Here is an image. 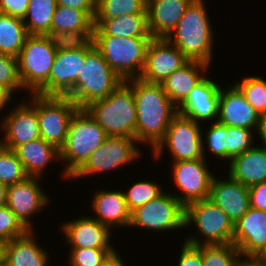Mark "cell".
<instances>
[{
  "label": "cell",
  "instance_id": "6da1fadb",
  "mask_svg": "<svg viewBox=\"0 0 266 266\" xmlns=\"http://www.w3.org/2000/svg\"><path fill=\"white\" fill-rule=\"evenodd\" d=\"M136 105V140L153 151L165 137L177 106L164 92L162 84L133 78Z\"/></svg>",
  "mask_w": 266,
  "mask_h": 266
},
{
  "label": "cell",
  "instance_id": "7a4b0ae2",
  "mask_svg": "<svg viewBox=\"0 0 266 266\" xmlns=\"http://www.w3.org/2000/svg\"><path fill=\"white\" fill-rule=\"evenodd\" d=\"M204 0H193L166 39L176 46L188 61L210 66L214 31Z\"/></svg>",
  "mask_w": 266,
  "mask_h": 266
},
{
  "label": "cell",
  "instance_id": "3957f363",
  "mask_svg": "<svg viewBox=\"0 0 266 266\" xmlns=\"http://www.w3.org/2000/svg\"><path fill=\"white\" fill-rule=\"evenodd\" d=\"M107 136L136 139V105L133 79L121 83L106 98L84 108Z\"/></svg>",
  "mask_w": 266,
  "mask_h": 266
},
{
  "label": "cell",
  "instance_id": "277c9868",
  "mask_svg": "<svg viewBox=\"0 0 266 266\" xmlns=\"http://www.w3.org/2000/svg\"><path fill=\"white\" fill-rule=\"evenodd\" d=\"M103 128L85 109H78L72 117L66 140L59 150V158L66 163L63 178L71 177L85 164L90 155L107 139Z\"/></svg>",
  "mask_w": 266,
  "mask_h": 266
},
{
  "label": "cell",
  "instance_id": "5b68a950",
  "mask_svg": "<svg viewBox=\"0 0 266 266\" xmlns=\"http://www.w3.org/2000/svg\"><path fill=\"white\" fill-rule=\"evenodd\" d=\"M124 81L109 66L94 43L85 48L82 65L73 90L67 95L80 109L106 98Z\"/></svg>",
  "mask_w": 266,
  "mask_h": 266
},
{
  "label": "cell",
  "instance_id": "8992f818",
  "mask_svg": "<svg viewBox=\"0 0 266 266\" xmlns=\"http://www.w3.org/2000/svg\"><path fill=\"white\" fill-rule=\"evenodd\" d=\"M47 35H29L17 57L24 90L49 96V75L56 56Z\"/></svg>",
  "mask_w": 266,
  "mask_h": 266
},
{
  "label": "cell",
  "instance_id": "52a82bcc",
  "mask_svg": "<svg viewBox=\"0 0 266 266\" xmlns=\"http://www.w3.org/2000/svg\"><path fill=\"white\" fill-rule=\"evenodd\" d=\"M153 37L93 36L94 46L123 80L139 78Z\"/></svg>",
  "mask_w": 266,
  "mask_h": 266
},
{
  "label": "cell",
  "instance_id": "ba28073f",
  "mask_svg": "<svg viewBox=\"0 0 266 266\" xmlns=\"http://www.w3.org/2000/svg\"><path fill=\"white\" fill-rule=\"evenodd\" d=\"M195 225L199 236L184 239L191 245H215L232 243L234 224L228 215L210 199H202L185 207V227ZM205 238V240H204Z\"/></svg>",
  "mask_w": 266,
  "mask_h": 266
},
{
  "label": "cell",
  "instance_id": "9c48e42d",
  "mask_svg": "<svg viewBox=\"0 0 266 266\" xmlns=\"http://www.w3.org/2000/svg\"><path fill=\"white\" fill-rule=\"evenodd\" d=\"M202 128L191 118L177 113L166 131L163 140L152 151L157 160L163 149H168L173 162L204 159L202 153Z\"/></svg>",
  "mask_w": 266,
  "mask_h": 266
},
{
  "label": "cell",
  "instance_id": "30bf717a",
  "mask_svg": "<svg viewBox=\"0 0 266 266\" xmlns=\"http://www.w3.org/2000/svg\"><path fill=\"white\" fill-rule=\"evenodd\" d=\"M78 109L67 96L36 93V114L41 138L60 150L65 143L70 121Z\"/></svg>",
  "mask_w": 266,
  "mask_h": 266
},
{
  "label": "cell",
  "instance_id": "8fae6325",
  "mask_svg": "<svg viewBox=\"0 0 266 266\" xmlns=\"http://www.w3.org/2000/svg\"><path fill=\"white\" fill-rule=\"evenodd\" d=\"M130 227L146 228L154 232L185 228V207L171 193L164 191L131 212Z\"/></svg>",
  "mask_w": 266,
  "mask_h": 266
},
{
  "label": "cell",
  "instance_id": "7c38bea8",
  "mask_svg": "<svg viewBox=\"0 0 266 266\" xmlns=\"http://www.w3.org/2000/svg\"><path fill=\"white\" fill-rule=\"evenodd\" d=\"M137 144L139 142L135 138L108 136L71 178L78 179L84 178V176L108 173L112 170L121 169L125 164L129 165L132 161L141 158L142 153Z\"/></svg>",
  "mask_w": 266,
  "mask_h": 266
},
{
  "label": "cell",
  "instance_id": "4fadbf2b",
  "mask_svg": "<svg viewBox=\"0 0 266 266\" xmlns=\"http://www.w3.org/2000/svg\"><path fill=\"white\" fill-rule=\"evenodd\" d=\"M31 98L26 103L17 104L3 117L0 129L3 131L0 146L14 150L17 146L41 138L40 127L36 114V93L30 94Z\"/></svg>",
  "mask_w": 266,
  "mask_h": 266
},
{
  "label": "cell",
  "instance_id": "5bb4252c",
  "mask_svg": "<svg viewBox=\"0 0 266 266\" xmlns=\"http://www.w3.org/2000/svg\"><path fill=\"white\" fill-rule=\"evenodd\" d=\"M207 160L198 159L191 161L173 162L172 176L176 187L181 193H173L172 195L184 207L188 204L207 199L210 193V185L214 177V173L207 168ZM182 194V195H181Z\"/></svg>",
  "mask_w": 266,
  "mask_h": 266
},
{
  "label": "cell",
  "instance_id": "9a60e30c",
  "mask_svg": "<svg viewBox=\"0 0 266 266\" xmlns=\"http://www.w3.org/2000/svg\"><path fill=\"white\" fill-rule=\"evenodd\" d=\"M39 180V177H27L21 182L7 186L6 206L28 230H33L31 216L40 212L50 202Z\"/></svg>",
  "mask_w": 266,
  "mask_h": 266
},
{
  "label": "cell",
  "instance_id": "2e32d148",
  "mask_svg": "<svg viewBox=\"0 0 266 266\" xmlns=\"http://www.w3.org/2000/svg\"><path fill=\"white\" fill-rule=\"evenodd\" d=\"M187 62L183 53L166 38H153L148 45L145 66L139 78L148 83L162 84Z\"/></svg>",
  "mask_w": 266,
  "mask_h": 266
},
{
  "label": "cell",
  "instance_id": "e0dca14e",
  "mask_svg": "<svg viewBox=\"0 0 266 266\" xmlns=\"http://www.w3.org/2000/svg\"><path fill=\"white\" fill-rule=\"evenodd\" d=\"M232 243L242 258H256L266 247V211L250 207L235 223Z\"/></svg>",
  "mask_w": 266,
  "mask_h": 266
},
{
  "label": "cell",
  "instance_id": "ac0fdd59",
  "mask_svg": "<svg viewBox=\"0 0 266 266\" xmlns=\"http://www.w3.org/2000/svg\"><path fill=\"white\" fill-rule=\"evenodd\" d=\"M61 231L71 248L115 249L111 240V229L92 216H82L61 223Z\"/></svg>",
  "mask_w": 266,
  "mask_h": 266
},
{
  "label": "cell",
  "instance_id": "d6986e66",
  "mask_svg": "<svg viewBox=\"0 0 266 266\" xmlns=\"http://www.w3.org/2000/svg\"><path fill=\"white\" fill-rule=\"evenodd\" d=\"M221 86L206 76L194 87L177 107L178 113L196 123L218 119Z\"/></svg>",
  "mask_w": 266,
  "mask_h": 266
},
{
  "label": "cell",
  "instance_id": "ffe728a7",
  "mask_svg": "<svg viewBox=\"0 0 266 266\" xmlns=\"http://www.w3.org/2000/svg\"><path fill=\"white\" fill-rule=\"evenodd\" d=\"M259 114L235 85L220 89L217 122L226 126L257 129ZM255 128V129H254Z\"/></svg>",
  "mask_w": 266,
  "mask_h": 266
},
{
  "label": "cell",
  "instance_id": "44dd1931",
  "mask_svg": "<svg viewBox=\"0 0 266 266\" xmlns=\"http://www.w3.org/2000/svg\"><path fill=\"white\" fill-rule=\"evenodd\" d=\"M227 177V180L213 177L208 199L221 208L235 225L250 208L249 188Z\"/></svg>",
  "mask_w": 266,
  "mask_h": 266
},
{
  "label": "cell",
  "instance_id": "7402d4cb",
  "mask_svg": "<svg viewBox=\"0 0 266 266\" xmlns=\"http://www.w3.org/2000/svg\"><path fill=\"white\" fill-rule=\"evenodd\" d=\"M85 61V48L57 51L49 75V96H67L76 85Z\"/></svg>",
  "mask_w": 266,
  "mask_h": 266
},
{
  "label": "cell",
  "instance_id": "603a6c76",
  "mask_svg": "<svg viewBox=\"0 0 266 266\" xmlns=\"http://www.w3.org/2000/svg\"><path fill=\"white\" fill-rule=\"evenodd\" d=\"M193 0H147L149 33L153 38H166L178 24Z\"/></svg>",
  "mask_w": 266,
  "mask_h": 266
},
{
  "label": "cell",
  "instance_id": "cb8c5ba5",
  "mask_svg": "<svg viewBox=\"0 0 266 266\" xmlns=\"http://www.w3.org/2000/svg\"><path fill=\"white\" fill-rule=\"evenodd\" d=\"M92 209L96 214L93 216L101 224L113 227H129L131 212L128 210L123 191L100 190L93 195Z\"/></svg>",
  "mask_w": 266,
  "mask_h": 266
},
{
  "label": "cell",
  "instance_id": "d4e9b609",
  "mask_svg": "<svg viewBox=\"0 0 266 266\" xmlns=\"http://www.w3.org/2000/svg\"><path fill=\"white\" fill-rule=\"evenodd\" d=\"M228 167V176L244 186L266 182V147L256 145L233 157Z\"/></svg>",
  "mask_w": 266,
  "mask_h": 266
},
{
  "label": "cell",
  "instance_id": "484cf974",
  "mask_svg": "<svg viewBox=\"0 0 266 266\" xmlns=\"http://www.w3.org/2000/svg\"><path fill=\"white\" fill-rule=\"evenodd\" d=\"M209 67L201 62L188 61L165 79L162 83L164 92L178 107L194 87L205 77Z\"/></svg>",
  "mask_w": 266,
  "mask_h": 266
},
{
  "label": "cell",
  "instance_id": "4316f807",
  "mask_svg": "<svg viewBox=\"0 0 266 266\" xmlns=\"http://www.w3.org/2000/svg\"><path fill=\"white\" fill-rule=\"evenodd\" d=\"M33 230L7 242L6 266H48L50 255L36 242Z\"/></svg>",
  "mask_w": 266,
  "mask_h": 266
},
{
  "label": "cell",
  "instance_id": "83f0119b",
  "mask_svg": "<svg viewBox=\"0 0 266 266\" xmlns=\"http://www.w3.org/2000/svg\"><path fill=\"white\" fill-rule=\"evenodd\" d=\"M13 151L22 162L29 177L41 178L45 168L52 161H60L59 150L42 138L19 145Z\"/></svg>",
  "mask_w": 266,
  "mask_h": 266
},
{
  "label": "cell",
  "instance_id": "f1b7e54d",
  "mask_svg": "<svg viewBox=\"0 0 266 266\" xmlns=\"http://www.w3.org/2000/svg\"><path fill=\"white\" fill-rule=\"evenodd\" d=\"M93 36L152 37L148 29L147 14L94 19Z\"/></svg>",
  "mask_w": 266,
  "mask_h": 266
},
{
  "label": "cell",
  "instance_id": "f546056e",
  "mask_svg": "<svg viewBox=\"0 0 266 266\" xmlns=\"http://www.w3.org/2000/svg\"><path fill=\"white\" fill-rule=\"evenodd\" d=\"M28 36L23 19L0 13V53L17 58Z\"/></svg>",
  "mask_w": 266,
  "mask_h": 266
},
{
  "label": "cell",
  "instance_id": "4dcf8cb0",
  "mask_svg": "<svg viewBox=\"0 0 266 266\" xmlns=\"http://www.w3.org/2000/svg\"><path fill=\"white\" fill-rule=\"evenodd\" d=\"M56 8V0H30L23 18L28 34L48 35Z\"/></svg>",
  "mask_w": 266,
  "mask_h": 266
},
{
  "label": "cell",
  "instance_id": "1f68e13d",
  "mask_svg": "<svg viewBox=\"0 0 266 266\" xmlns=\"http://www.w3.org/2000/svg\"><path fill=\"white\" fill-rule=\"evenodd\" d=\"M94 19L86 12L57 5L50 33L75 30H93Z\"/></svg>",
  "mask_w": 266,
  "mask_h": 266
},
{
  "label": "cell",
  "instance_id": "d6a6232c",
  "mask_svg": "<svg viewBox=\"0 0 266 266\" xmlns=\"http://www.w3.org/2000/svg\"><path fill=\"white\" fill-rule=\"evenodd\" d=\"M147 0H96L94 19H109L131 14H147Z\"/></svg>",
  "mask_w": 266,
  "mask_h": 266
},
{
  "label": "cell",
  "instance_id": "836d02e7",
  "mask_svg": "<svg viewBox=\"0 0 266 266\" xmlns=\"http://www.w3.org/2000/svg\"><path fill=\"white\" fill-rule=\"evenodd\" d=\"M203 266H240L241 254L233 243L200 245Z\"/></svg>",
  "mask_w": 266,
  "mask_h": 266
},
{
  "label": "cell",
  "instance_id": "e575fe53",
  "mask_svg": "<svg viewBox=\"0 0 266 266\" xmlns=\"http://www.w3.org/2000/svg\"><path fill=\"white\" fill-rule=\"evenodd\" d=\"M47 36L56 51L79 50L93 44V30L53 32Z\"/></svg>",
  "mask_w": 266,
  "mask_h": 266
},
{
  "label": "cell",
  "instance_id": "d590c367",
  "mask_svg": "<svg viewBox=\"0 0 266 266\" xmlns=\"http://www.w3.org/2000/svg\"><path fill=\"white\" fill-rule=\"evenodd\" d=\"M235 85L244 94L246 101L257 111L266 112V81L258 76H246Z\"/></svg>",
  "mask_w": 266,
  "mask_h": 266
},
{
  "label": "cell",
  "instance_id": "8d00e7d4",
  "mask_svg": "<svg viewBox=\"0 0 266 266\" xmlns=\"http://www.w3.org/2000/svg\"><path fill=\"white\" fill-rule=\"evenodd\" d=\"M27 177L29 176L16 153L0 146V182L9 186L21 182Z\"/></svg>",
  "mask_w": 266,
  "mask_h": 266
},
{
  "label": "cell",
  "instance_id": "74e56055",
  "mask_svg": "<svg viewBox=\"0 0 266 266\" xmlns=\"http://www.w3.org/2000/svg\"><path fill=\"white\" fill-rule=\"evenodd\" d=\"M124 193L128 210L132 212L136 208L145 205L152 199L157 198L164 191L161 189L160 184L153 181H137L128 188Z\"/></svg>",
  "mask_w": 266,
  "mask_h": 266
},
{
  "label": "cell",
  "instance_id": "f35d334b",
  "mask_svg": "<svg viewBox=\"0 0 266 266\" xmlns=\"http://www.w3.org/2000/svg\"><path fill=\"white\" fill-rule=\"evenodd\" d=\"M206 141L202 140V153L203 157L206 159V145L210 150V153L214 154L215 157L220 159H227V126L214 121L206 132ZM205 141V142H204Z\"/></svg>",
  "mask_w": 266,
  "mask_h": 266
},
{
  "label": "cell",
  "instance_id": "ab89813d",
  "mask_svg": "<svg viewBox=\"0 0 266 266\" xmlns=\"http://www.w3.org/2000/svg\"><path fill=\"white\" fill-rule=\"evenodd\" d=\"M0 88L11 96L24 89L18 74V61L14 56L0 53Z\"/></svg>",
  "mask_w": 266,
  "mask_h": 266
},
{
  "label": "cell",
  "instance_id": "60d3db41",
  "mask_svg": "<svg viewBox=\"0 0 266 266\" xmlns=\"http://www.w3.org/2000/svg\"><path fill=\"white\" fill-rule=\"evenodd\" d=\"M253 130L227 126V160L253 148Z\"/></svg>",
  "mask_w": 266,
  "mask_h": 266
},
{
  "label": "cell",
  "instance_id": "b9f144b4",
  "mask_svg": "<svg viewBox=\"0 0 266 266\" xmlns=\"http://www.w3.org/2000/svg\"><path fill=\"white\" fill-rule=\"evenodd\" d=\"M116 249L70 248L68 266H102Z\"/></svg>",
  "mask_w": 266,
  "mask_h": 266
},
{
  "label": "cell",
  "instance_id": "7bdbcfd3",
  "mask_svg": "<svg viewBox=\"0 0 266 266\" xmlns=\"http://www.w3.org/2000/svg\"><path fill=\"white\" fill-rule=\"evenodd\" d=\"M28 229L16 215L5 205L0 207V237L10 241L24 235Z\"/></svg>",
  "mask_w": 266,
  "mask_h": 266
},
{
  "label": "cell",
  "instance_id": "ee69618b",
  "mask_svg": "<svg viewBox=\"0 0 266 266\" xmlns=\"http://www.w3.org/2000/svg\"><path fill=\"white\" fill-rule=\"evenodd\" d=\"M178 266H203L200 245L195 246L184 242L178 259Z\"/></svg>",
  "mask_w": 266,
  "mask_h": 266
},
{
  "label": "cell",
  "instance_id": "f6af8a7d",
  "mask_svg": "<svg viewBox=\"0 0 266 266\" xmlns=\"http://www.w3.org/2000/svg\"><path fill=\"white\" fill-rule=\"evenodd\" d=\"M30 0H0V13L23 19Z\"/></svg>",
  "mask_w": 266,
  "mask_h": 266
},
{
  "label": "cell",
  "instance_id": "bcb514c9",
  "mask_svg": "<svg viewBox=\"0 0 266 266\" xmlns=\"http://www.w3.org/2000/svg\"><path fill=\"white\" fill-rule=\"evenodd\" d=\"M248 188L250 207L266 211V182L257 183Z\"/></svg>",
  "mask_w": 266,
  "mask_h": 266
},
{
  "label": "cell",
  "instance_id": "7dc6e473",
  "mask_svg": "<svg viewBox=\"0 0 266 266\" xmlns=\"http://www.w3.org/2000/svg\"><path fill=\"white\" fill-rule=\"evenodd\" d=\"M57 5L86 11L93 19L96 14V0H56Z\"/></svg>",
  "mask_w": 266,
  "mask_h": 266
},
{
  "label": "cell",
  "instance_id": "c3c4849f",
  "mask_svg": "<svg viewBox=\"0 0 266 266\" xmlns=\"http://www.w3.org/2000/svg\"><path fill=\"white\" fill-rule=\"evenodd\" d=\"M256 130L261 138V141L264 144L263 147H266V112L260 114Z\"/></svg>",
  "mask_w": 266,
  "mask_h": 266
},
{
  "label": "cell",
  "instance_id": "681fc988",
  "mask_svg": "<svg viewBox=\"0 0 266 266\" xmlns=\"http://www.w3.org/2000/svg\"><path fill=\"white\" fill-rule=\"evenodd\" d=\"M117 250L109 255V257L104 261L102 266H125L126 264L119 256Z\"/></svg>",
  "mask_w": 266,
  "mask_h": 266
},
{
  "label": "cell",
  "instance_id": "f907efd6",
  "mask_svg": "<svg viewBox=\"0 0 266 266\" xmlns=\"http://www.w3.org/2000/svg\"><path fill=\"white\" fill-rule=\"evenodd\" d=\"M12 96L4 89L0 88V112L9 105L8 101L12 102Z\"/></svg>",
  "mask_w": 266,
  "mask_h": 266
},
{
  "label": "cell",
  "instance_id": "816d5d0a",
  "mask_svg": "<svg viewBox=\"0 0 266 266\" xmlns=\"http://www.w3.org/2000/svg\"><path fill=\"white\" fill-rule=\"evenodd\" d=\"M240 266H266V264L259 262L256 258H243Z\"/></svg>",
  "mask_w": 266,
  "mask_h": 266
},
{
  "label": "cell",
  "instance_id": "f5cc1de1",
  "mask_svg": "<svg viewBox=\"0 0 266 266\" xmlns=\"http://www.w3.org/2000/svg\"><path fill=\"white\" fill-rule=\"evenodd\" d=\"M7 186L0 182V207L6 205Z\"/></svg>",
  "mask_w": 266,
  "mask_h": 266
},
{
  "label": "cell",
  "instance_id": "db71d44e",
  "mask_svg": "<svg viewBox=\"0 0 266 266\" xmlns=\"http://www.w3.org/2000/svg\"><path fill=\"white\" fill-rule=\"evenodd\" d=\"M7 240L0 237V263H5Z\"/></svg>",
  "mask_w": 266,
  "mask_h": 266
},
{
  "label": "cell",
  "instance_id": "11a10c76",
  "mask_svg": "<svg viewBox=\"0 0 266 266\" xmlns=\"http://www.w3.org/2000/svg\"><path fill=\"white\" fill-rule=\"evenodd\" d=\"M256 259L261 262L266 264V247L264 248V250L256 257Z\"/></svg>",
  "mask_w": 266,
  "mask_h": 266
},
{
  "label": "cell",
  "instance_id": "9f6ffc18",
  "mask_svg": "<svg viewBox=\"0 0 266 266\" xmlns=\"http://www.w3.org/2000/svg\"><path fill=\"white\" fill-rule=\"evenodd\" d=\"M0 266H6L5 263H0Z\"/></svg>",
  "mask_w": 266,
  "mask_h": 266
}]
</instances>
